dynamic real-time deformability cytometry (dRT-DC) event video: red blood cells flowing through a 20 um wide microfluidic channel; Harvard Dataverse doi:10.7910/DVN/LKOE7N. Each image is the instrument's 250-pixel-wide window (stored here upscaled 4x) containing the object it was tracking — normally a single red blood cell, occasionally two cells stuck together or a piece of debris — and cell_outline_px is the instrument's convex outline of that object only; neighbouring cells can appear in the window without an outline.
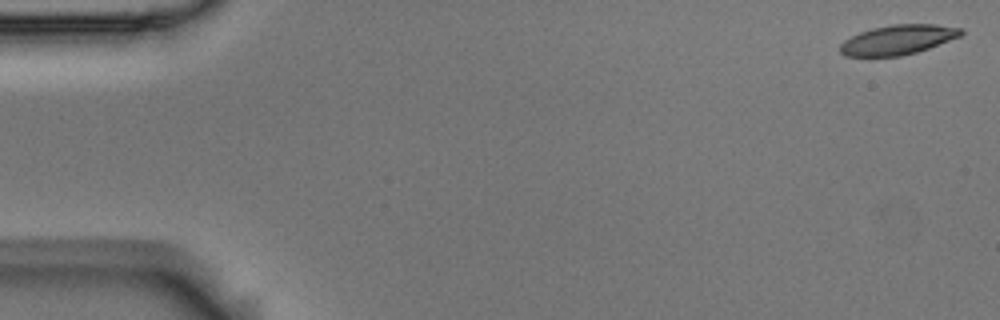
{"species": "Egyptian fruit bat (a non-hibernating species)", "species_latin": "Rousettus aegyptiacus", "temperature_condition": "room temperature", "stored_images_in_passage": 6, "camera_frame_rate_fps": 3000, "um_per_image_px": 0.085, "animal": {"sex": "male"}, "frame": {"image": 1, "passage_image": 1, "time_ms": 0.0, "image_size_px": [1000, 320], "cell_outline_px": [[964, 32], [960, 36], [928, 48], [916, 52], [900, 56], [844, 56], [840, 52], [840, 44], [844, 40], [860, 32], [872, 28], [892, 24], [936, 24], [964, 28]], "centroid_in_image_um": [76.33, 3.37], "position_along_channel_um": 8.7, "area_um2": 20.87}}